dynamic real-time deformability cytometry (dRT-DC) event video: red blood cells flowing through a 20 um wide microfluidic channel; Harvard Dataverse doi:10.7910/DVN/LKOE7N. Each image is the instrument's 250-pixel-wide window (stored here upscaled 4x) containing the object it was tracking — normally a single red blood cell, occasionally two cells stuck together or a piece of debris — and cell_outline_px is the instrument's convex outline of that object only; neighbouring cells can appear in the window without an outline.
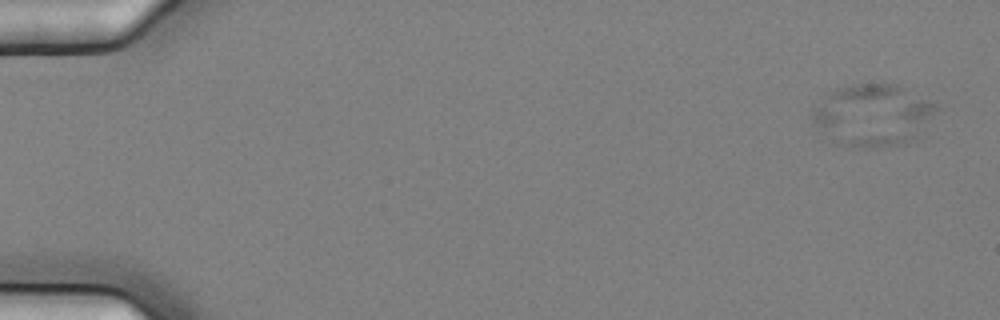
{"species": "common noctule bat (a hibernating species)", "species_latin": "Nyctalus noctula", "temperature_condition": "cold", "stored_images_in_passage": 6, "camera_frame_rate_fps": 3000, "um_per_image_px": 0.085, "animal": {"sex": "female", "body_mass_g": 25.1}, "frame": {"image": 1, "passage_image": 2, "time_ms": 0.333, "image_size_px": [1000, 320], "cell_outline_px": [[944, 108], [916, 140], [908, 144], [872, 148], [864, 148], [836, 144], [812, 120], [812, 112], [824, 96], [828, 92], [836, 88], [856, 84], [896, 84], [940, 104]], "centroid_in_image_um": [74.33, 9.8], "position_along_channel_um": 10.7, "area_um2": 45.66}}